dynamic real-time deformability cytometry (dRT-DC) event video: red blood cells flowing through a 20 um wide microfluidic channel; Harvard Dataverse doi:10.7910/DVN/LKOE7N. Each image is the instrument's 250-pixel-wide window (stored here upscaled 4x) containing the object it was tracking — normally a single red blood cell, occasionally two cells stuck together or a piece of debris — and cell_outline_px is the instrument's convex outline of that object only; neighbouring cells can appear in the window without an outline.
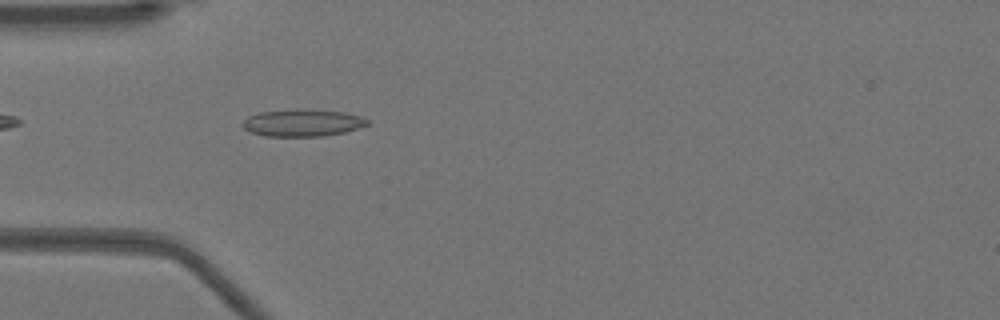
{"species": "Egyptian fruit bat (a non-hibernating species)", "species_latin": "Rousettus aegyptiacus", "temperature_condition": "warm", "stored_images_in_passage": 40, "camera_frame_rate_fps": 3000, "um_per_image_px": 0.085, "animal": {"sex": "female"}, "frame": {"image": 1, "passage_image": 4, "time_ms": 1.0, "image_size_px": [1000, 320], "cell_outline_px": [[368, 124], [344, 132], [324, 136], [264, 136], [248, 132], [244, 128], [244, 120], [248, 116], [260, 112], [344, 112], [360, 116], [368, 120]], "centroid_in_image_um": [25.69, 10.5], "position_along_channel_um": 59.3, "area_um2": 18.5}}
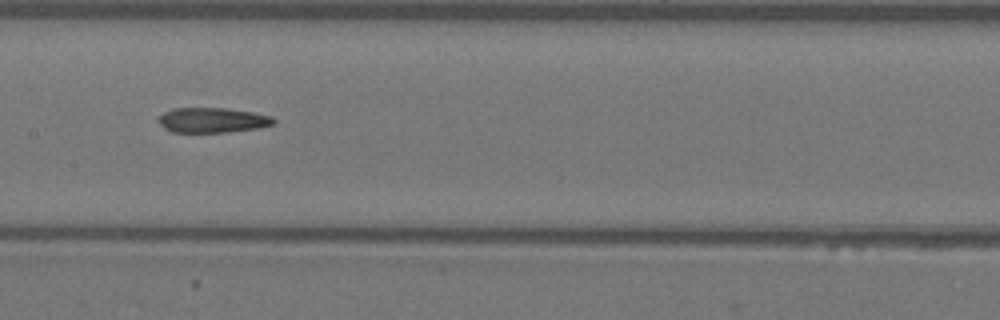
{"frame": {"image": 2, "passage_image": 14, "time_ms": 4.333, "image_size_px": [1000, 320], "cell_outline_px": [[276, 124], [260, 128], [228, 132], [172, 132], [164, 128], [156, 120], [156, 116], [164, 112], [176, 108], [228, 108], [252, 112], [272, 116], [276, 120]], "centroid_in_image_um": [18.06, 10.21], "position_along_channel_um": 189.3, "area_um2": 17.05}}
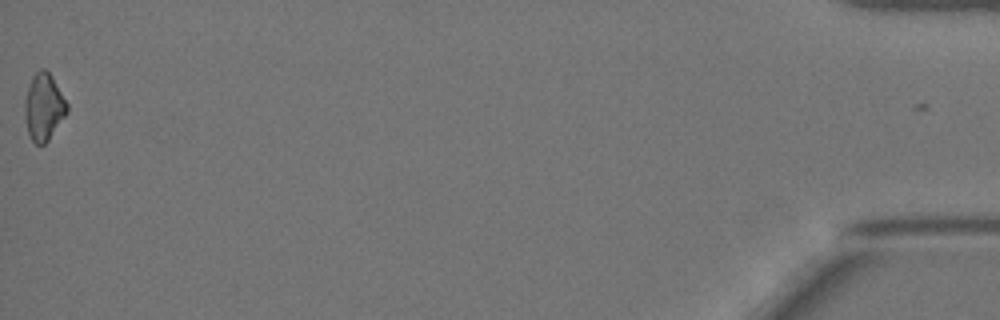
{"frame": {"image": 3, "passage_image": 40, "time_ms": 13.0, "image_size_px": [1000, 320], "cell_outline_px": [[68, 112], [48, 140], [44, 144], [36, 144], [32, 140], [28, 132], [24, 108], [24, 100], [32, 76], [40, 68], [44, 68], [52, 76], [68, 104]], "centroid_in_image_um": [3.72, 9.07], "position_along_channel_um": 431.5, "area_um2": 16.36}, "authors_computed_cell_mechanics": {"area_um2": 17.2244, "velocity_mm_per_s": 3.9526, "shape_relaxation_time_tau1_ms": null, "shape_relaxation_time_tau2_ms": 3.4526, "deformation_change_tau1": null, "deformation_change_tau2": 0.0934}}